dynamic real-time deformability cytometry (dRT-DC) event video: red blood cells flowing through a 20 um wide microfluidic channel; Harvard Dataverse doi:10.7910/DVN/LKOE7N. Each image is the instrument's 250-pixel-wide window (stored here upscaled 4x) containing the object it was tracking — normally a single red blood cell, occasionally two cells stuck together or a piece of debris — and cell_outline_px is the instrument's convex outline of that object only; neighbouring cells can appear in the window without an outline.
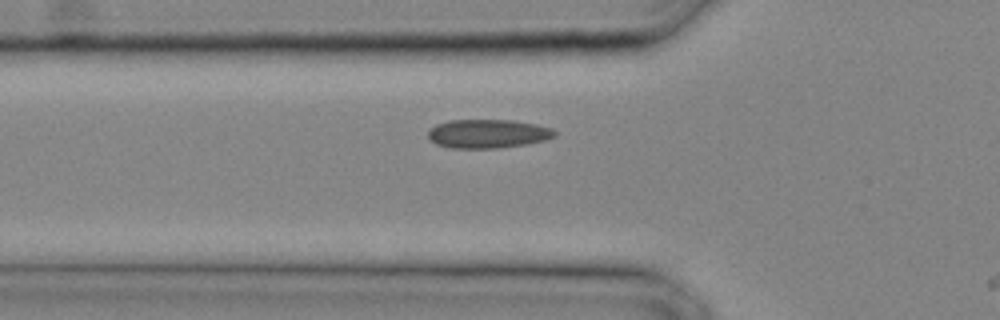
{"species": "common noctule bat (a hibernating species)", "species_latin": "Nyctalus noctula", "temperature_condition": "cold", "stored_images_in_passage": 3, "segment_of_instrument_passage": [1, 2], "camera_frame_rate_fps": 3000, "um_per_image_px": 0.085, "animal": {"sex": "male", "body_mass_g": 20.4}, "frame": {"image": 1, "passage_image": 2, "time_ms": 0.333, "image_size_px": [1000, 320], "cell_outline_px": [[556, 136], [544, 140], [524, 144], [496, 148], [452, 148], [436, 144], [428, 140], [428, 132], [436, 124], [448, 120], [512, 120], [536, 124], [552, 128], [556, 132]], "centroid_in_image_um": [41.44, 11.36], "position_along_channel_um": 84.4, "area_um2": 21.21}}